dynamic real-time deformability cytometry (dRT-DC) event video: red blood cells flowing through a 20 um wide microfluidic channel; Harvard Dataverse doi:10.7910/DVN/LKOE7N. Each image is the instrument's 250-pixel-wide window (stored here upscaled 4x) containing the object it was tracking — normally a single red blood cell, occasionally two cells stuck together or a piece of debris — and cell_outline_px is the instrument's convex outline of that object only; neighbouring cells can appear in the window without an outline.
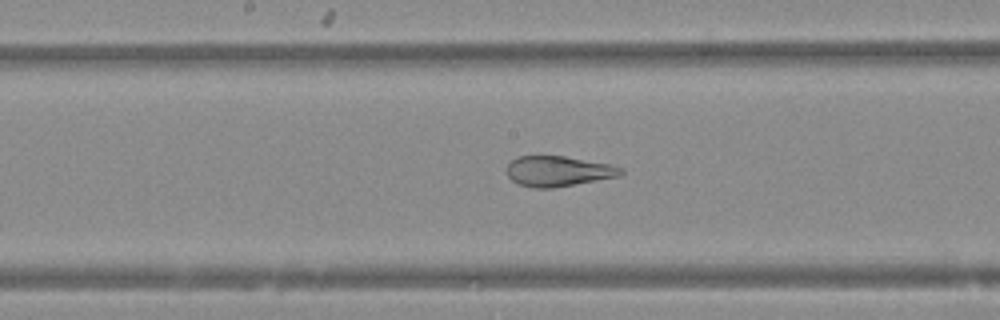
{"species": "Egyptian fruit bat (a non-hibernating species)", "species_latin": "Rousettus aegyptiacus", "temperature_condition": "warm", "stored_images_in_passage": 38, "camera_frame_rate_fps": 3000, "um_per_image_px": 0.085, "animal": {"sex": "female"}, "frame": {"image": 1, "passage_image": 18, "time_ms": 5.667, "image_size_px": [1000, 320], "cell_outline_px": [[624, 172], [616, 176], [596, 180], [552, 188], [532, 188], [520, 184], [512, 180], [508, 176], [508, 164], [512, 160], [520, 156], [564, 156], [608, 164], [624, 168]], "centroid_in_image_um": [47.43, 14.55], "position_along_channel_um": 200.8, "area_um2": 19.77}}
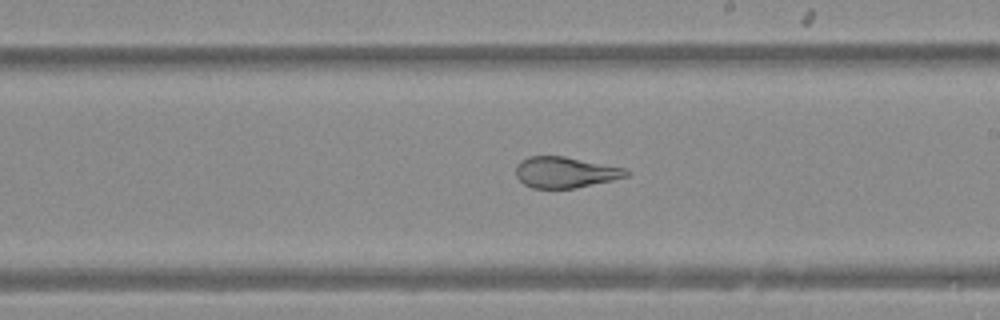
{"frame": {"image": 2, "passage_image": 21, "time_ms": 6.667, "image_size_px": [1000, 320], "cell_outline_px": [[632, 172], [628, 176], [612, 180], [576, 188], [532, 188], [524, 184], [516, 176], [516, 164], [520, 160], [528, 156], [564, 156], [628, 168]], "centroid_in_image_um": [48.07, 14.64], "position_along_channel_um": 240.9, "area_um2": 20.17}}
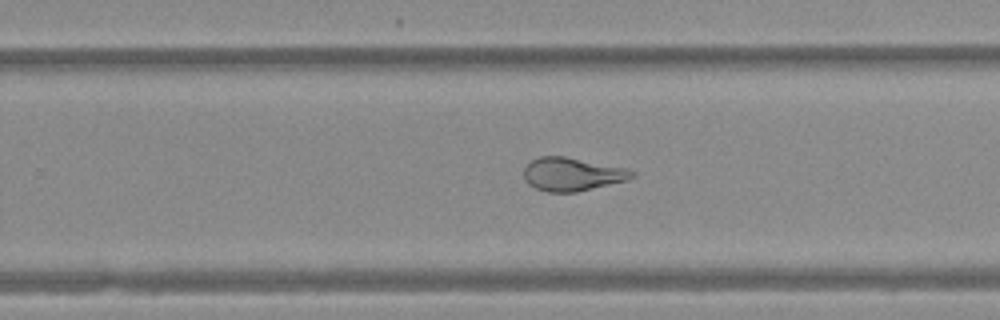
{"frame": {"image": 3, "passage_image": 24, "time_ms": 7.667, "image_size_px": [1000, 320], "cell_outline_px": [[636, 176], [628, 180], [576, 192], [548, 192], [536, 188], [528, 184], [524, 180], [524, 168], [532, 160], [540, 156], [564, 156], [624, 168], [636, 172]], "centroid_in_image_um": [48.62, 14.81], "position_along_channel_um": 281.2, "area_um2": 20.87}}